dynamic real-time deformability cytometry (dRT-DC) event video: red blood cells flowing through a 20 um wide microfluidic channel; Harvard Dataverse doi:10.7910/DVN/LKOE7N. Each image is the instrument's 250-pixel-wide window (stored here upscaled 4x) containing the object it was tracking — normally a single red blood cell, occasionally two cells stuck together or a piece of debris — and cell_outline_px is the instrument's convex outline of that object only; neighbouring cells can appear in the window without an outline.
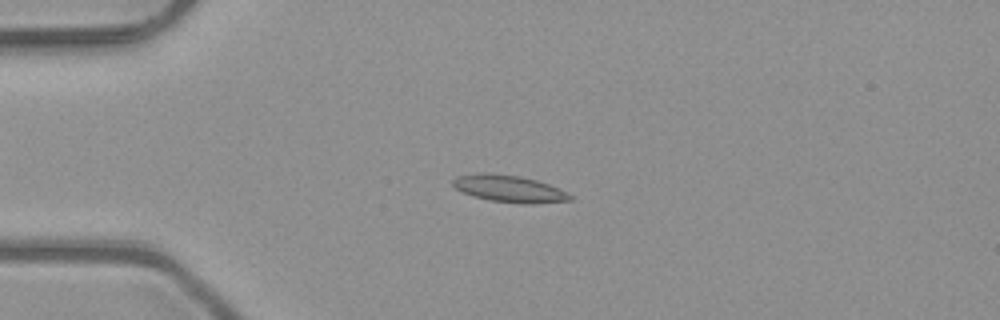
{"species": "common noctule bat (a hibernating species)", "species_latin": "Nyctalus noctula", "temperature_condition": "room temperature", "stored_images_in_passage": 6, "camera_frame_rate_fps": 3000, "um_per_image_px": 0.085, "animal": {"sex": "male", "body_mass_g": 23.1, "forearm_length_mm": 52.7}, "frame": {"image": 1, "passage_image": 3, "time_ms": 0.667, "image_size_px": [1000, 320], "cell_outline_px": [[572, 200], [532, 204], [524, 204], [488, 200], [472, 196], [456, 188], [452, 184], [452, 180], [456, 176], [480, 172], [488, 172], [520, 176], [536, 180], [560, 188], [568, 192], [572, 196]], "centroid_in_image_um": [43.28, 16.03], "position_along_channel_um": 41.7, "area_um2": 18.61}}
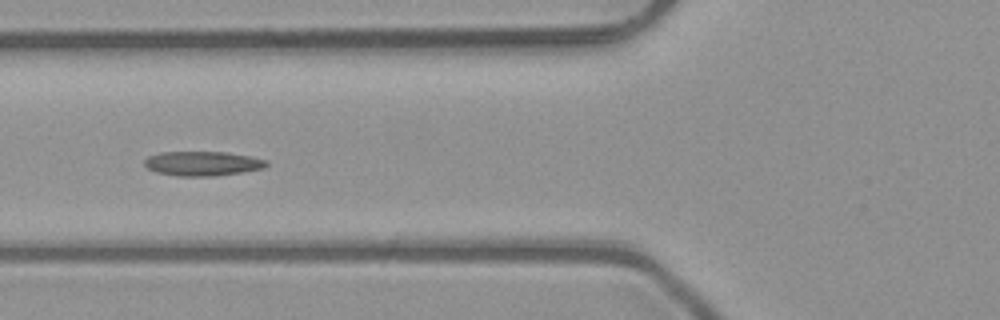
{"frame": {"image": 2, "passage_image": 5, "time_ms": 1.333, "image_size_px": [1000, 320], "cell_outline_px": [[268, 164], [264, 168], [240, 172], [212, 176], [176, 176], [156, 172], [148, 168], [144, 164], [144, 160], [148, 156], [160, 152], [228, 152], [252, 156], [268, 160]], "centroid_in_image_um": [17.22, 13.89], "position_along_channel_um": 108.6, "area_um2": 17.46}}
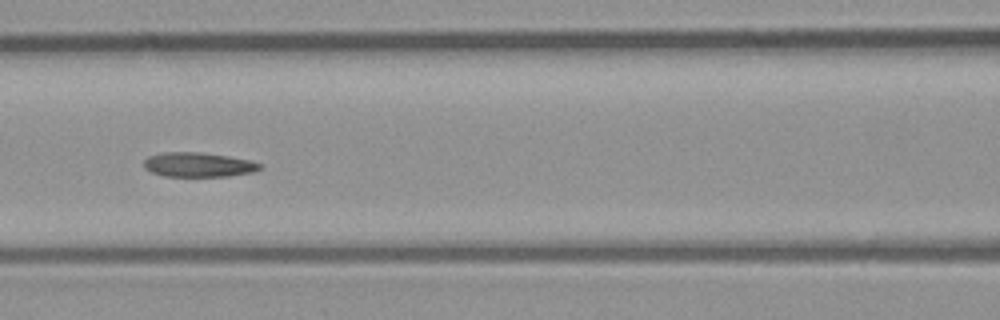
{"frame": {"image": 3, "passage_image": 6, "time_ms": 1.667, "image_size_px": [1000, 320], "cell_outline_px": [[260, 168], [252, 172], [228, 176], [164, 176], [152, 172], [144, 168], [144, 160], [148, 156], [160, 152], [200, 152], [228, 156], [248, 160], [260, 164]], "centroid_in_image_um": [16.79, 13.99], "position_along_channel_um": 149.8, "area_um2": 16.42}}